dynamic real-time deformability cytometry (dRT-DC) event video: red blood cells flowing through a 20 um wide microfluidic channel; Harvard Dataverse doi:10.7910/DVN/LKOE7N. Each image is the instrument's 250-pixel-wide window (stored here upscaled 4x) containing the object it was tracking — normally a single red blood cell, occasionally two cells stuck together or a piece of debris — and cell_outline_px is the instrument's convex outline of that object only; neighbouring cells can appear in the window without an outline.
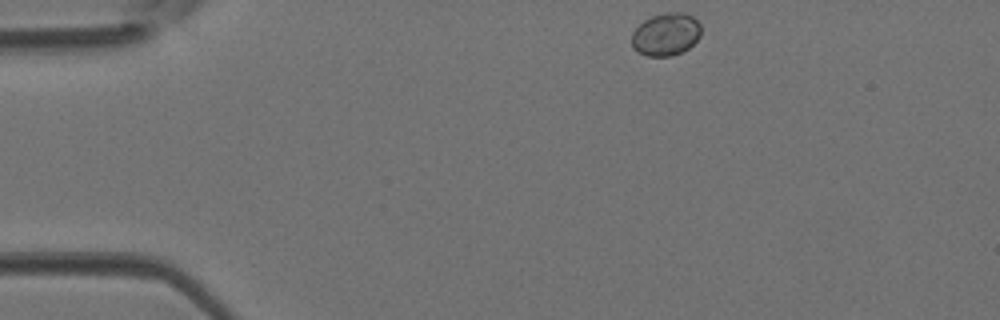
{"species": "Egyptian fruit bat (a non-hibernating species)", "species_latin": "Rousettus aegyptiacus", "temperature_condition": "room temperature", "stored_images_in_passage": 38, "camera_frame_rate_fps": 3000, "um_per_image_px": 0.085, "animal": {"sex": "female"}, "frame": {"image": 1, "passage_image": 1, "time_ms": 0.0, "image_size_px": [1000, 320], "cell_outline_px": [[700, 36], [688, 48], [672, 56], [648, 56], [632, 48], [632, 32], [644, 20], [652, 16], [664, 12], [684, 12], [692, 16], [700, 24]], "centroid_in_image_um": [56.59, 2.9], "position_along_channel_um": 28.4, "area_um2": 17.17}}
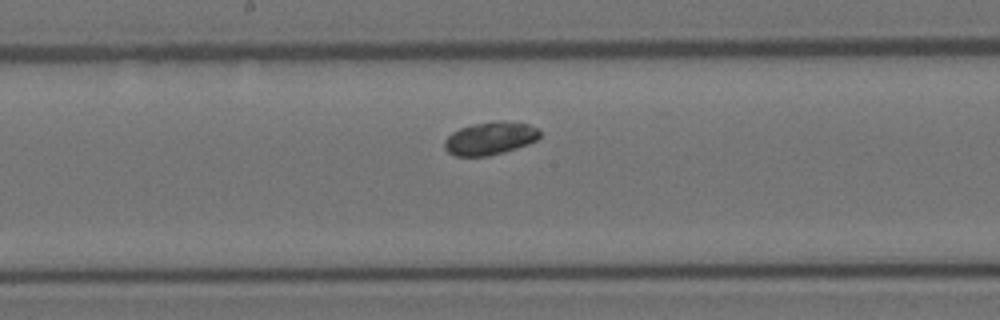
{"frame": {"image": 2, "passage_image": 17, "time_ms": 5.333, "image_size_px": [1000, 320], "cell_outline_px": [[540, 136], [536, 140], [528, 144], [504, 152], [488, 156], [456, 156], [448, 152], [444, 148], [444, 140], [452, 132], [460, 128], [472, 124], [496, 120], [504, 120], [528, 124], [540, 128]], "centroid_in_image_um": [41.67, 11.74], "position_along_channel_um": 206.5, "area_um2": 18.5}}
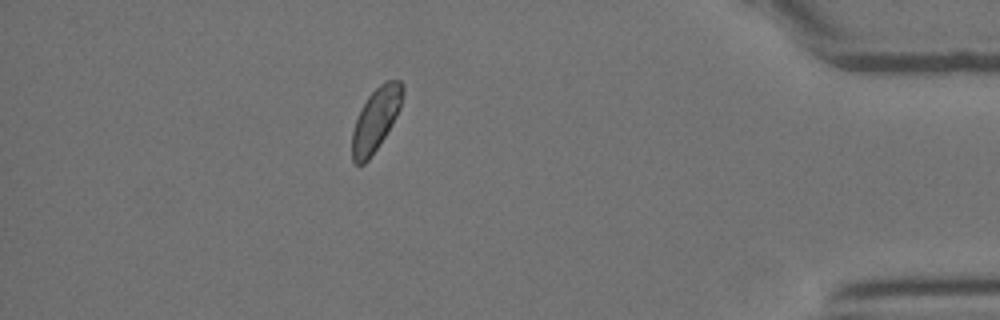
{"frame": {"image": 3, "passage_image": 33, "time_ms": 10.667, "image_size_px": [1000, 320], "cell_outline_px": [[404, 92], [400, 108], [392, 124], [368, 160], [364, 164], [356, 164], [352, 160], [352, 132], [356, 120], [368, 96], [384, 80], [400, 80], [404, 88]], "centroid_in_image_um": [31.95, 10.13], "position_along_channel_um": 403.3, "area_um2": 18.21}}